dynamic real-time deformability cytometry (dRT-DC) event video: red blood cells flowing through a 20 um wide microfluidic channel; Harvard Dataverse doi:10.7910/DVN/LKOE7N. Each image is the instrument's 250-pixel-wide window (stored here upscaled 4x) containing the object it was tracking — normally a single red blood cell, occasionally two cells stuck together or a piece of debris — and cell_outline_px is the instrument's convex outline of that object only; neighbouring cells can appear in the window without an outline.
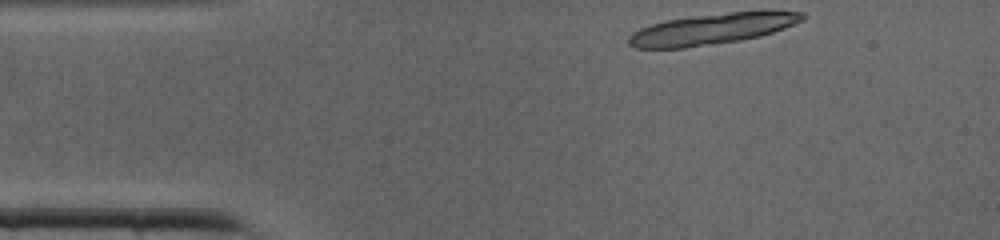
{"species": "common noctule bat (a hibernating species)", "species_latin": "Nyctalus noctula", "temperature_condition": "cold", "stored_images_in_passage": 8, "camera_frame_rate_fps": 3000, "um_per_image_px": 0.085, "animal": {"sex": "male", "body_mass_g": 19.0, "forearm_length_mm": 50.8}, "frame": {"image": 1, "passage_image": 1, "time_ms": 0.0, "image_size_px": [1000, 240], "cell_outline_px": [[804, 20], [784, 28], [760, 36], [740, 40], [684, 48], [636, 48], [628, 44], [628, 36], [632, 32], [640, 28], [652, 24], [668, 20], [696, 16], [728, 12], [804, 12]], "centroid_in_image_um": [60.46, 2.48], "position_along_channel_um": 24.5, "area_um2": 30.63}}